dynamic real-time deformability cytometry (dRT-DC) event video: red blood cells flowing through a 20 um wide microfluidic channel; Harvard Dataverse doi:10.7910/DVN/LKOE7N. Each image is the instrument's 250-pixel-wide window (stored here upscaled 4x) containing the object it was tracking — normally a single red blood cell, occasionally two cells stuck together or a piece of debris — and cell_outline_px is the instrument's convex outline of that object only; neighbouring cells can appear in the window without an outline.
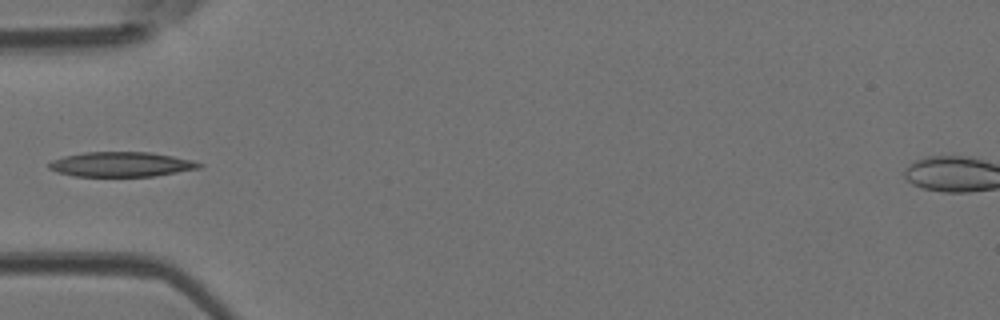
{"species": "Egyptian fruit bat (a non-hibernating species)", "species_latin": "Rousettus aegyptiacus", "temperature_condition": "room temperature", "stored_images_in_passage": 6, "camera_frame_rate_fps": 3000, "um_per_image_px": 0.085, "animal": {"sex": "female"}, "frame": {"image": 1, "passage_image": 6, "time_ms": 1.667, "image_size_px": [1000, 320], "cell_outline_px": [[204, 164], [200, 168], [152, 176], [72, 176], [56, 172], [48, 168], [48, 164], [52, 160], [64, 156], [84, 152], [152, 152], [192, 160]], "centroid_in_image_um": [10.27, 13.96], "position_along_channel_um": 74.7, "area_um2": 21.68}}